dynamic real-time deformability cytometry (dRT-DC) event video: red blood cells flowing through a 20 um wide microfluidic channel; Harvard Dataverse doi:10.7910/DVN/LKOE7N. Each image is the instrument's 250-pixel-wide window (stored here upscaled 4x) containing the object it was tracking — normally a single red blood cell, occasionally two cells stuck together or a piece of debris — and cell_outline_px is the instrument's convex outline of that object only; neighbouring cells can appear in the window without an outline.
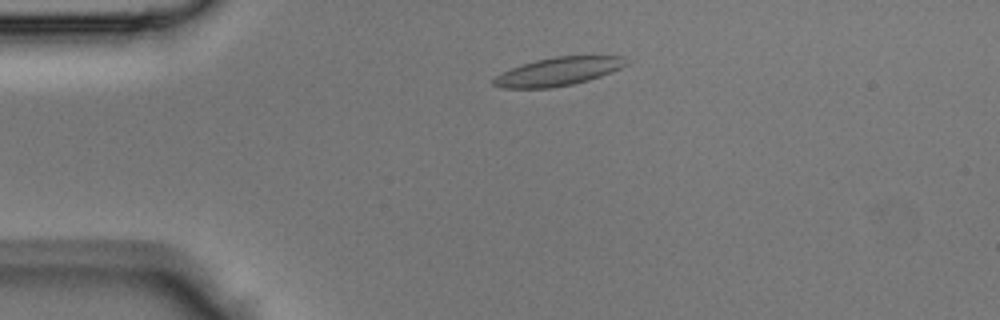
{"species": "Egyptian fruit bat (a non-hibernating species)", "species_latin": "Rousettus aegyptiacus", "temperature_condition": "room temperature", "stored_images_in_passage": 37, "camera_frame_rate_fps": 3000, "um_per_image_px": 0.085, "animal": {"sex": "male"}, "frame": {"image": 1, "passage_image": 4, "time_ms": 1.0, "image_size_px": [1000, 320], "cell_outline_px": [[628, 64], [612, 72], [588, 80], [572, 84], [548, 88], [500, 88], [492, 84], [492, 80], [496, 76], [512, 68], [536, 60], [556, 56], [624, 56]], "centroid_in_image_um": [47.45, 6.08], "position_along_channel_um": 37.5, "area_um2": 21.62}}
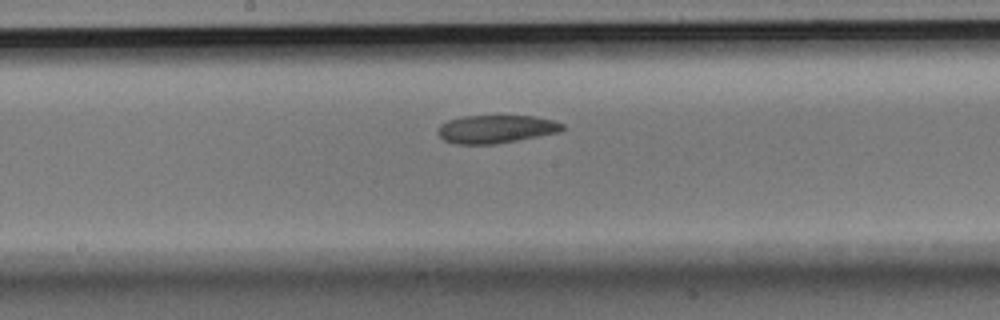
{"frame": {"image": 2, "passage_image": 17, "time_ms": 5.333, "image_size_px": [1000, 320], "cell_outline_px": [[564, 128], [560, 132], [496, 144], [456, 144], [444, 140], [436, 132], [440, 124], [448, 120], [464, 116], [536, 116], [552, 120], [564, 124]], "centroid_in_image_um": [42.15, 10.97], "position_along_channel_um": 206.1, "area_um2": 20.4}}
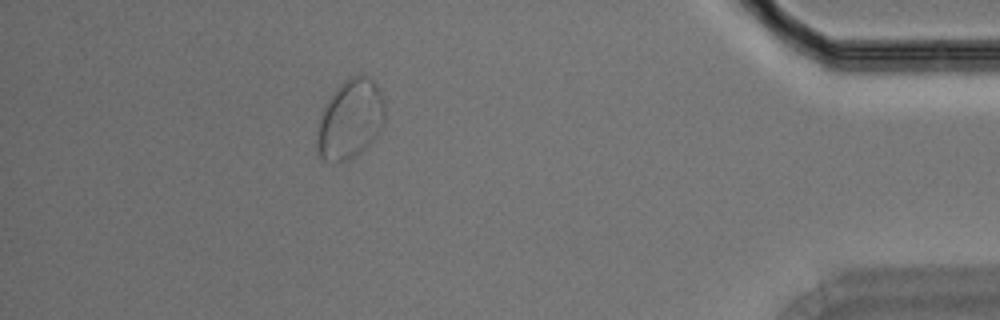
{"frame": {"image": 3, "passage_image": 33, "time_ms": 10.667, "image_size_px": [1000, 320], "cell_outline_px": [[384, 116], [380, 132], [368, 144], [352, 156], [344, 160], [324, 160], [316, 152], [316, 128], [320, 112], [324, 104], [336, 88], [348, 76], [368, 76], [376, 84], [384, 100]], "centroid_in_image_um": [29.72, 10.1], "position_along_channel_um": 405.5, "area_um2": 31.21}}